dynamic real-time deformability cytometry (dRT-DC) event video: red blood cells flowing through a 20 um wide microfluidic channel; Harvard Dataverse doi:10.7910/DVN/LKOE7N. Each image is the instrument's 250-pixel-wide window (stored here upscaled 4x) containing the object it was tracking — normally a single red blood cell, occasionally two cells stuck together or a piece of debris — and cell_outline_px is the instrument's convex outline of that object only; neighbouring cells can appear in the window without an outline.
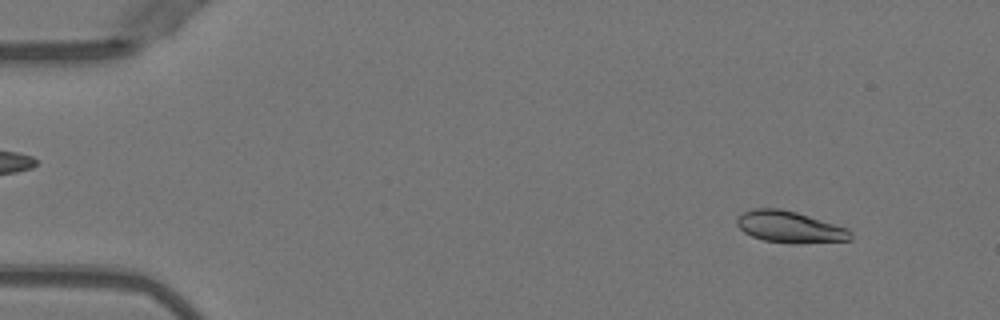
{"species": "Egyptian fruit bat (a non-hibernating species)", "species_latin": "Rousettus aegyptiacus", "temperature_condition": "warm", "stored_images_in_passage": 50, "camera_frame_rate_fps": 3000, "um_per_image_px": 0.085, "animal": {"sex": "female"}, "frame": {"image": 1, "passage_image": 5, "time_ms": 1.333, "image_size_px": [1000, 320], "cell_outline_px": [[852, 240], [796, 244], [792, 244], [764, 240], [752, 236], [744, 232], [736, 224], [736, 216], [740, 212], [752, 208], [780, 208], [796, 212], [848, 228], [852, 232]], "centroid_in_image_um": [67.1, 19.29], "position_along_channel_um": 17.9, "area_um2": 21.21}}
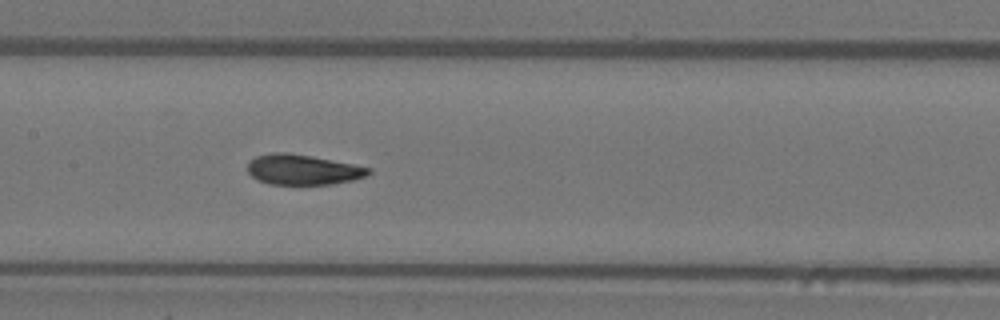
{"frame": {"image": 2, "passage_image": 25, "time_ms": 8.0, "image_size_px": [1000, 320], "cell_outline_px": [[372, 172], [368, 176], [352, 180], [332, 184], [268, 184], [256, 180], [248, 172], [248, 160], [256, 156], [272, 152], [288, 152], [312, 156], [372, 168]], "centroid_in_image_um": [25.72, 14.41], "position_along_channel_um": 181.7, "area_um2": 21.5}}
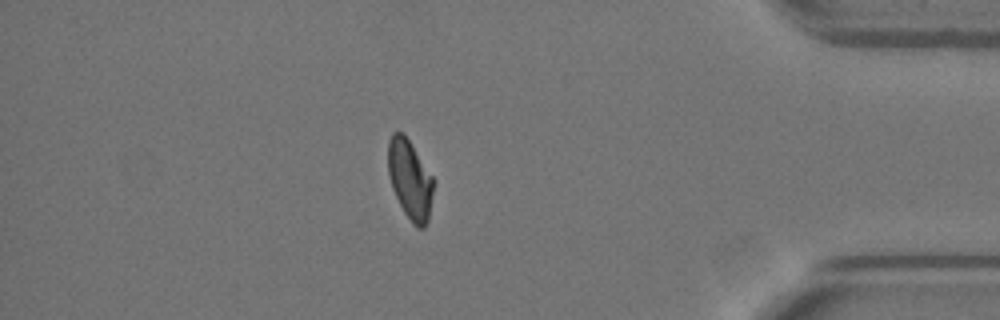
{"frame": {"image": 3, "passage_image": 44, "time_ms": 14.333, "image_size_px": [1000, 320], "cell_outline_px": [[432, 192], [428, 220], [424, 228], [416, 228], [412, 224], [404, 212], [392, 188], [388, 172], [388, 140], [392, 132], [404, 132], [432, 176]], "centroid_in_image_um": [34.82, 15.24], "position_along_channel_um": 400.4, "area_um2": 20.75}, "authors_computed_cell_mechanics": {"area_um2": 21.5016, "velocity_mm_per_s": 4.0236, "shape_relaxation_time_tau1_ms": 4.4988, "shape_relaxation_time_tau2_ms": 1.184, "deformation_change_tau1": 0.1721, "deformation_change_tau2": 0.0527}}